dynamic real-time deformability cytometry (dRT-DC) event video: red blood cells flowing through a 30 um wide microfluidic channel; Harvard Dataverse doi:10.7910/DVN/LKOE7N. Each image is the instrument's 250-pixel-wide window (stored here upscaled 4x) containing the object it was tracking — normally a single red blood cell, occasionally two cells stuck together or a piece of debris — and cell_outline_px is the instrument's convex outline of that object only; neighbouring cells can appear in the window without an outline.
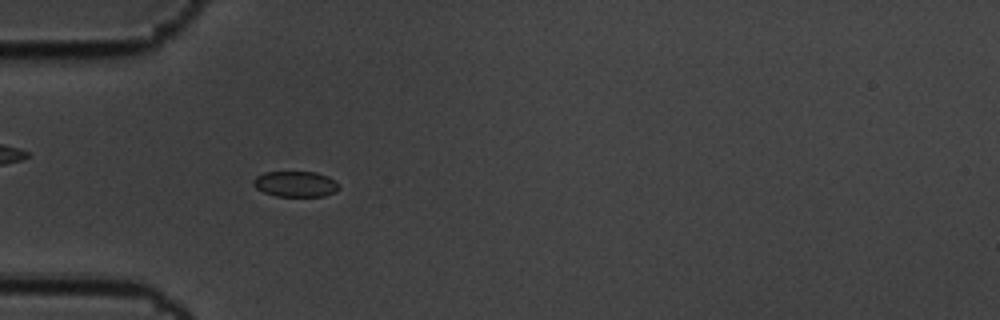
{"species": "common noctule bat (a hibernating species)", "species_latin": "Nyctalus noctula", "temperature_condition": "cold", "stored_images_in_passage": 58, "camera_frame_rate_fps": 3000, "um_per_image_px": 0.085, "animal": {"sex": "male", "body_mass_g": 19.5, "forearm_length_mm": 54.6}, "frame": {"image": 1, "passage_image": 18, "time_ms": 5.667, "image_size_px": [1000, 320], "cell_outline_px": [[340, 188], [324, 196], [276, 196], [264, 192], [256, 188], [252, 184], [252, 180], [256, 176], [264, 172], [316, 172], [328, 176]], "centroid_in_image_um": [25.06, 15.63], "position_along_channel_um": 59.9, "area_um2": 12.66}}
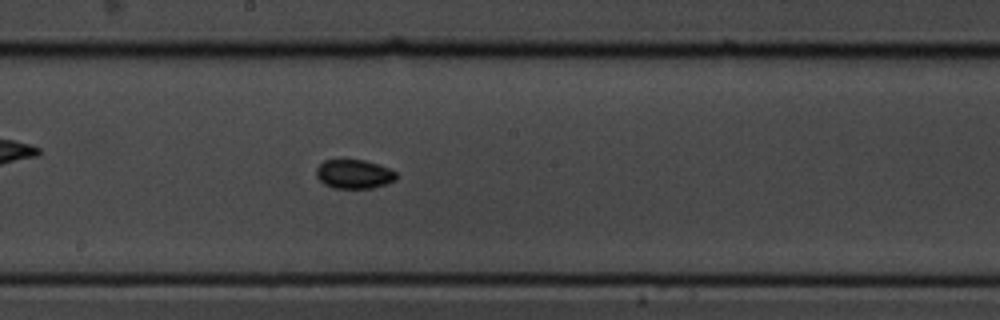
{"frame": {"image": 2, "passage_image": 32, "time_ms": 10.333, "image_size_px": [1000, 320], "cell_outline_px": [[396, 180], [372, 188], [332, 188], [324, 184], [316, 176], [316, 168], [324, 160], [364, 160], [380, 164], [396, 172]], "centroid_in_image_um": [30.08, 14.79], "position_along_channel_um": 218.1, "area_um2": 13.53}}
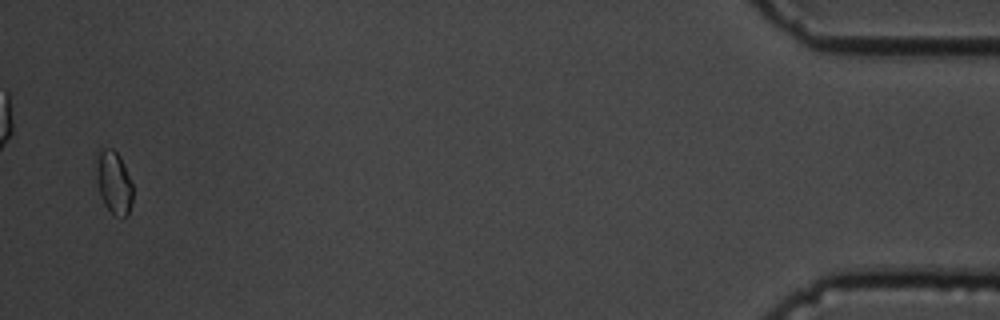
{"frame": {"image": 3, "passage_image": 57, "time_ms": 18.667, "image_size_px": [1000, 320], "cell_outline_px": [[132, 200], [128, 216], [124, 216], [112, 212], [104, 204], [96, 180], [96, 152], [104, 148], [112, 148], [120, 156], [132, 184]], "centroid_in_image_um": [9.66, 15.45], "position_along_channel_um": 425.5, "area_um2": 13.18}, "authors_computed_cell_mechanics": {"area_um2": 13.5252, "velocity_mm_per_s": 3.4729, "shape_relaxation_time_tau1_ms": 3.9395, "shape_relaxation_time_tau2_ms": null, "deformation_change_tau1": 0.0382, "deformation_change_tau2": null}}